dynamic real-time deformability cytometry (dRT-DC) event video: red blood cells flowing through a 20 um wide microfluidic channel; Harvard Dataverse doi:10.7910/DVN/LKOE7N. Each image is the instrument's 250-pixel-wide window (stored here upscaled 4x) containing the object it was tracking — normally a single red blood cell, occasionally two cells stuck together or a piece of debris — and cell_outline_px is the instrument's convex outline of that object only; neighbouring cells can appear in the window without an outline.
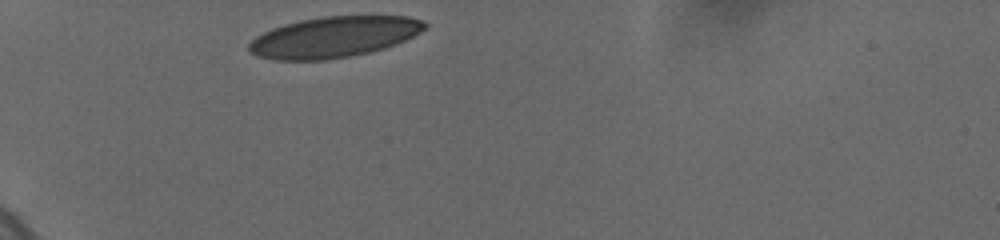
{"species": "human", "species_latin": "Homo sapiens", "temperature_condition": "cold", "stored_images_in_passage": 31, "camera_frame_rate_fps": 3000, "um_per_image_px": 0.085, "donor": {"sex": "female"}, "frame": {"image": 1, "passage_image": 1, "time_ms": 0.0, "image_size_px": [1000, 240], "cell_outline_px": [[428, 28], [396, 44], [384, 48], [368, 52], [328, 60], [272, 60], [256, 56], [248, 52], [248, 44], [256, 36], [272, 28], [284, 24], [300, 20], [324, 16], [408, 16], [424, 20], [428, 24]], "centroid_in_image_um": [28.36, 3.14], "position_along_channel_um": 56.6, "area_um2": 42.02}}
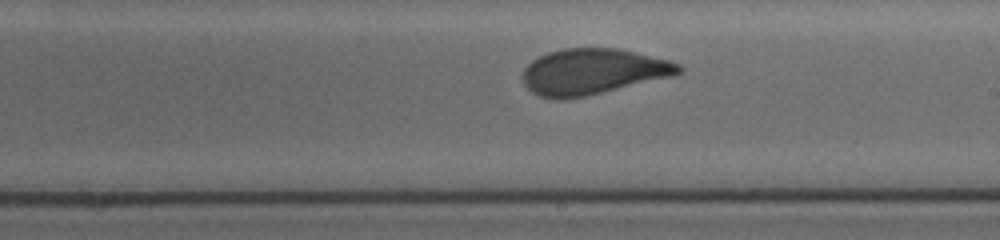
{"frame": {"image": 2, "passage_image": 18, "time_ms": 5.667, "image_size_px": [1000, 240], "cell_outline_px": [[684, 68], [680, 72], [672, 76], [584, 96], [560, 100], [540, 96], [532, 92], [524, 84], [520, 76], [524, 68], [532, 60], [548, 52], [564, 48], [616, 48], [636, 52], [668, 60], [680, 64]], "centroid_in_image_um": [50.35, 6.08], "position_along_channel_um": 238.7, "area_um2": 41.44}}
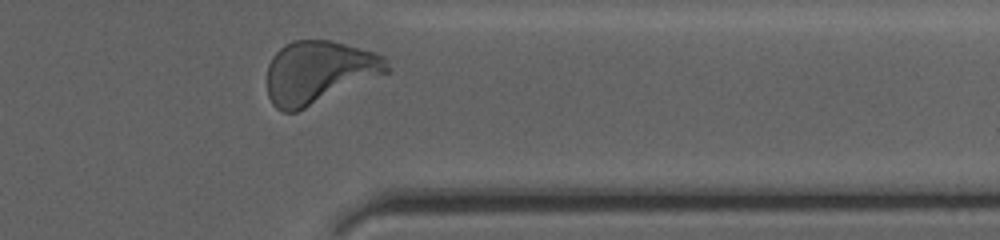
{"frame": {"image": 3, "passage_image": 30, "time_ms": 9.667, "image_size_px": [1000, 240], "cell_outline_px": [[388, 72], [296, 112], [284, 112], [276, 108], [272, 104], [268, 96], [268, 64], [272, 56], [284, 44], [292, 40], [332, 40], [372, 52], [384, 56], [388, 60]], "centroid_in_image_um": [27.07, 6.12], "position_along_channel_um": 384.3, "area_um2": 43.47}, "authors_computed_cell_mechanics": {"area_um2": 42.0206, "velocity_mm_per_s": 3.6768, "shape_relaxation_time_tau1_ms": 5.4001, "shape_relaxation_time_tau2_ms": null, "deformation_change_tau1": 0.1666, "deformation_change_tau2": null}}